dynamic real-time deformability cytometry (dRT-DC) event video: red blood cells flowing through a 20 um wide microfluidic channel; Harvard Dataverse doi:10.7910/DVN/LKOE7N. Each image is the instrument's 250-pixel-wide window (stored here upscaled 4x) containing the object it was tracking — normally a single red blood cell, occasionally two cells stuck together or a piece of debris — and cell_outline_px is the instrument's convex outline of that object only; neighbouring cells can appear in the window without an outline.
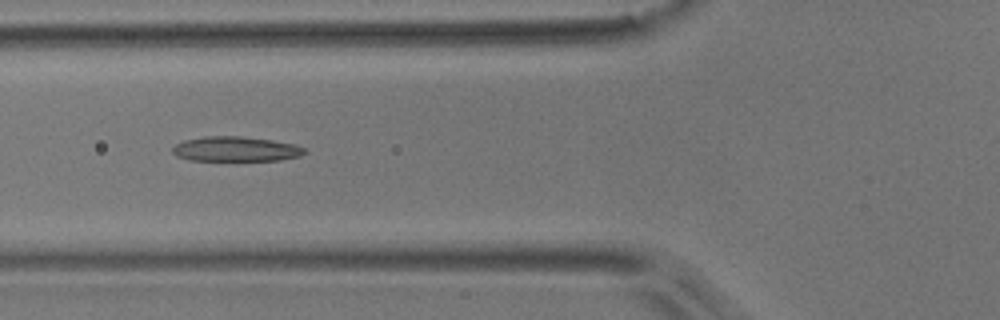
{"species": "common noctule bat (a hibernating species)", "species_latin": "Nyctalus noctula", "temperature_condition": "room temperature", "stored_images_in_passage": 7, "camera_frame_rate_fps": 3000, "um_per_image_px": 0.085, "animal": {"sex": "male", "body_mass_g": 17.9}, "frame": {"image": 1, "passage_image": 5, "time_ms": 1.333, "image_size_px": [1000, 320], "cell_outline_px": [[308, 152], [300, 156], [280, 160], [188, 160], [176, 156], [172, 152], [172, 148], [176, 144], [184, 140], [204, 136], [240, 136], [272, 140], [296, 144], [308, 148]], "centroid_in_image_um": [20.08, 12.66], "position_along_channel_um": 105.7, "area_um2": 19.31}}
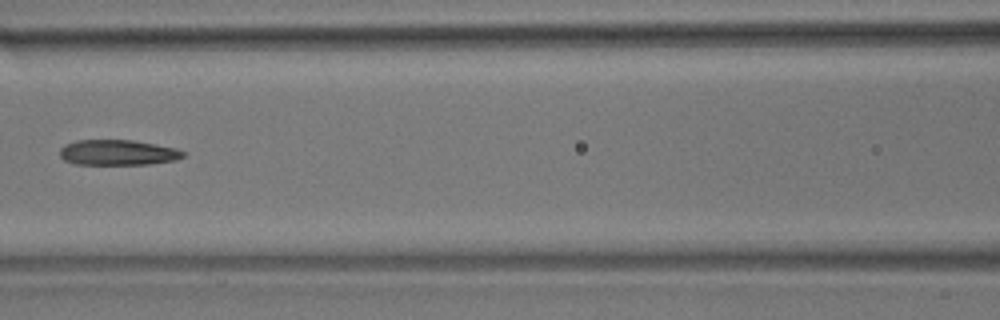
{"frame": {"image": 2, "passage_image": 6, "time_ms": 1.667, "image_size_px": [1000, 320], "cell_outline_px": [[184, 156], [176, 160], [148, 164], [72, 164], [64, 160], [60, 156], [60, 148], [64, 144], [76, 140], [132, 140], [176, 148], [184, 152]], "centroid_in_image_um": [9.97, 12.96], "position_along_channel_um": 156.6, "area_um2": 18.26}}
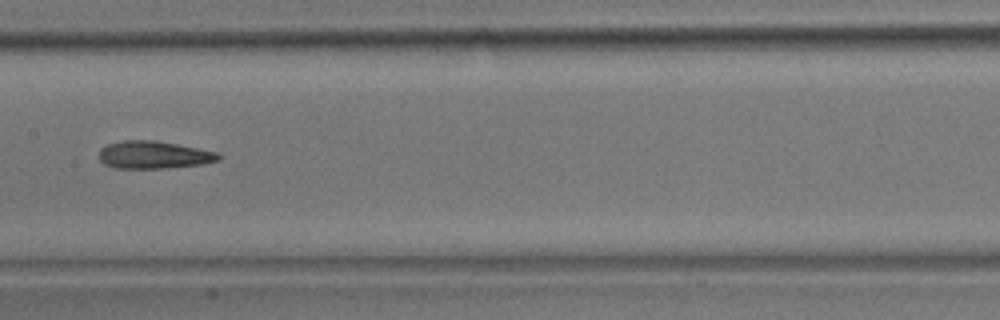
{"frame": {"image": 3, "passage_image": 7, "time_ms": 2.0, "image_size_px": [1000, 320], "cell_outline_px": [[220, 160], [204, 164], [164, 168], [112, 168], [104, 164], [100, 160], [100, 148], [108, 144], [124, 140], [156, 140], [216, 152], [220, 156]], "centroid_in_image_um": [13.04, 13.17], "position_along_channel_um": 194.4, "area_um2": 19.13}}